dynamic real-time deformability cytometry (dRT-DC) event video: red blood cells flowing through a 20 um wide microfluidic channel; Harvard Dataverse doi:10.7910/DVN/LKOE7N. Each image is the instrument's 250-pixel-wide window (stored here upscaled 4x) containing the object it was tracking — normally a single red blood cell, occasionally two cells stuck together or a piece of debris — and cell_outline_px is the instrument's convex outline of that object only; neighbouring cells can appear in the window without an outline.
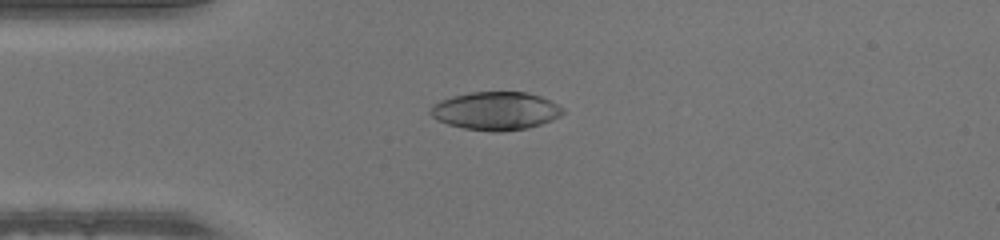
{"species": "human", "species_latin": "Homo sapiens", "temperature_condition": "warm", "stored_images_in_passage": 49, "camera_frame_rate_fps": 3000, "um_per_image_px": 0.085, "donor": {"sex": "male"}, "frame": {"image": 1, "passage_image": 12, "time_ms": 3.667, "image_size_px": [1000, 240], "cell_outline_px": [[564, 112], [560, 116], [552, 120], [528, 128], [500, 132], [492, 132], [464, 128], [448, 124], [432, 116], [428, 112], [432, 104], [440, 100], [452, 96], [472, 92], [524, 92], [540, 96], [564, 108]], "centroid_in_image_um": [42.12, 9.43], "position_along_channel_um": 42.9, "area_um2": 29.36}}
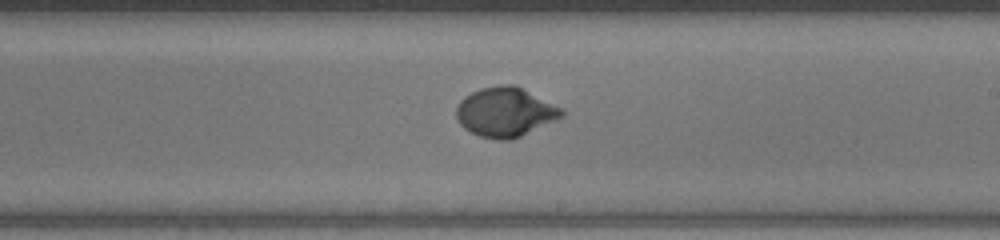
{"frame": {"image": 2, "passage_image": 28, "time_ms": 9.0, "image_size_px": [1000, 240], "cell_outline_px": [[564, 116], [512, 140], [496, 140], [480, 136], [464, 128], [460, 124], [456, 116], [456, 108], [460, 100], [464, 96], [480, 88], [500, 84], [516, 84], [564, 108]], "centroid_in_image_um": [42.96, 9.51], "position_along_channel_um": 246.0, "area_um2": 30.69}}
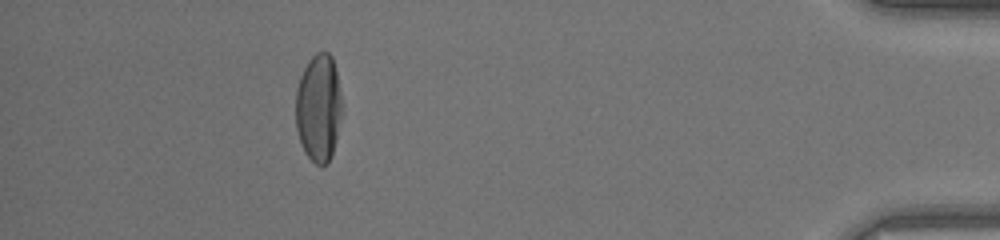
{"frame": {"image": 3, "passage_image": 44, "time_ms": 14.333, "image_size_px": [1000, 240], "cell_outline_px": [[340, 112], [336, 136], [332, 152], [328, 164], [316, 164], [304, 152], [296, 128], [296, 88], [300, 76], [308, 60], [316, 52], [328, 52], [332, 56], [336, 72], [340, 92]], "centroid_in_image_um": [27.04, 9.13], "position_along_channel_um": 408.2, "area_um2": 28.5}}